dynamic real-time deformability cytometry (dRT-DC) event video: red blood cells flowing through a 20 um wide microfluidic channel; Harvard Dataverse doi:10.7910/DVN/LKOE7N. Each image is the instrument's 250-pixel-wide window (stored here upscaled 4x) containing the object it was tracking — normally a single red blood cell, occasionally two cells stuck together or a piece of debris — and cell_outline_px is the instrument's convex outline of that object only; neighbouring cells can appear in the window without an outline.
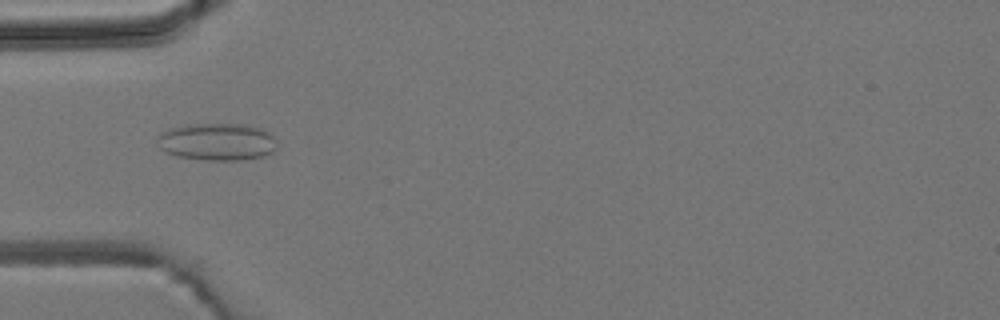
{"species": "common noctule bat (a hibernating species)", "species_latin": "Nyctalus noctula", "temperature_condition": "room temperature", "stored_images_in_passage": 4, "camera_frame_rate_fps": 3000, "um_per_image_px": 0.085, "animal": {"sex": "male", "body_mass_g": 19.2, "forearm_length_mm": 51.8}, "frame": {"image": 1, "passage_image": 2, "time_ms": 1.333, "image_size_px": [1000, 320], "cell_outline_px": [[276, 148], [272, 152], [264, 156], [240, 160], [204, 160], [176, 156], [160, 148], [156, 140], [160, 132], [168, 128], [188, 124], [244, 124], [260, 128], [268, 132], [276, 140]], "centroid_in_image_um": [18.43, 12.05], "position_along_channel_um": 66.6, "area_um2": 26.18}}
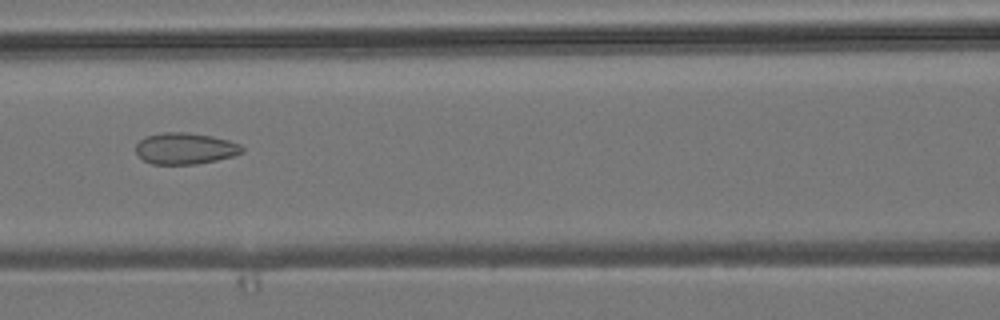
{"frame": {"image": 2, "passage_image": 4, "time_ms": 3.333, "image_size_px": [1000, 320], "cell_outline_px": [[244, 152], [232, 156], [216, 160], [196, 164], [152, 164], [144, 160], [136, 152], [136, 144], [140, 140], [148, 136], [164, 132], [184, 132], [212, 136], [228, 140], [240, 144], [244, 148]], "centroid_in_image_um": [15.75, 12.62], "position_along_channel_um": 150.8, "area_um2": 19.31}}